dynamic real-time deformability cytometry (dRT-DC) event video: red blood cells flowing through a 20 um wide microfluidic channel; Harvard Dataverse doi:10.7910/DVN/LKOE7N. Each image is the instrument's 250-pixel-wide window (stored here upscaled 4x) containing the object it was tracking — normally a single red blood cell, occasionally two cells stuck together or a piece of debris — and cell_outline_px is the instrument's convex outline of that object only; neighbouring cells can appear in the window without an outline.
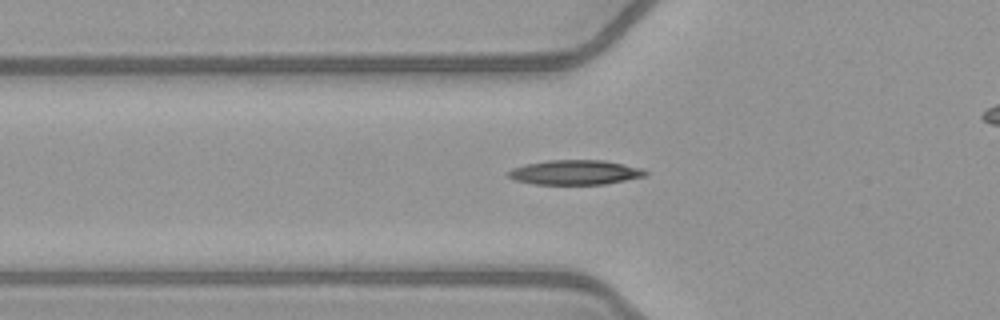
{"species": "common noctule bat (a hibernating species)", "species_latin": "Nyctalus noctula", "temperature_condition": "warm", "stored_images_in_passage": 38, "camera_frame_rate_fps": 3000, "um_per_image_px": 0.085, "animal": {"sex": "female", "body_mass_g": 21.9}, "frame": {"image": 1, "passage_image": 10, "time_ms": 3.0, "image_size_px": [1000, 320], "cell_outline_px": [[648, 172], [644, 176], [604, 184], [532, 184], [516, 180], [508, 176], [508, 172], [512, 168], [528, 164], [548, 160], [604, 160], [644, 168]], "centroid_in_image_um": [48.9, 14.64], "position_along_channel_um": 76.9, "area_um2": 19.54}}
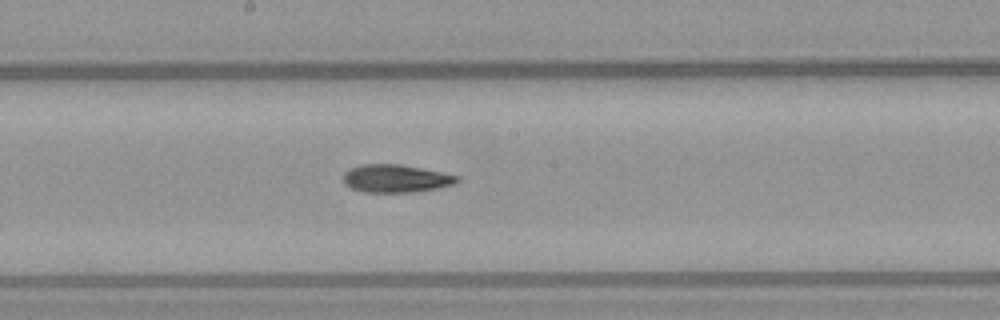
{"frame": {"image": 2, "passage_image": 20, "time_ms": 6.333, "image_size_px": [1000, 320], "cell_outline_px": [[460, 180], [456, 184], [436, 188], [412, 192], [364, 192], [352, 188], [344, 184], [344, 172], [348, 168], [360, 164], [400, 164], [460, 176]], "centroid_in_image_um": [33.63, 15.17], "position_along_channel_um": 214.6, "area_um2": 18.5}}
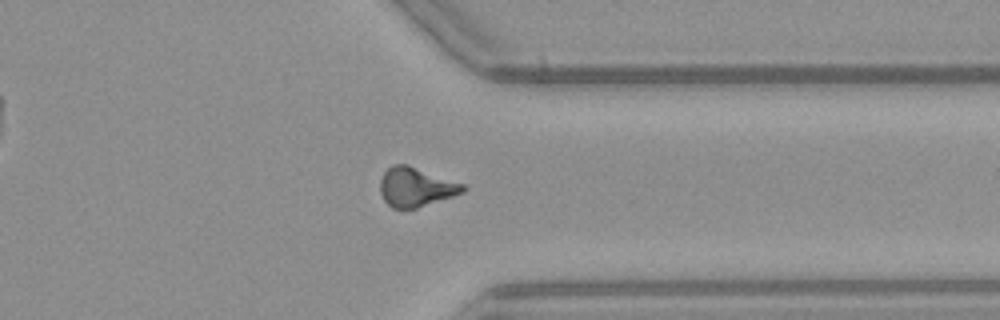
{"frame": {"image": 3, "passage_image": 32, "time_ms": 10.333, "image_size_px": [1000, 320], "cell_outline_px": [[468, 188], [464, 192], [416, 208], [392, 208], [384, 200], [380, 192], [380, 180], [384, 172], [392, 164], [408, 164], [464, 184]], "centroid_in_image_um": [35.34, 15.88], "position_along_channel_um": 376.1, "area_um2": 18.84}}